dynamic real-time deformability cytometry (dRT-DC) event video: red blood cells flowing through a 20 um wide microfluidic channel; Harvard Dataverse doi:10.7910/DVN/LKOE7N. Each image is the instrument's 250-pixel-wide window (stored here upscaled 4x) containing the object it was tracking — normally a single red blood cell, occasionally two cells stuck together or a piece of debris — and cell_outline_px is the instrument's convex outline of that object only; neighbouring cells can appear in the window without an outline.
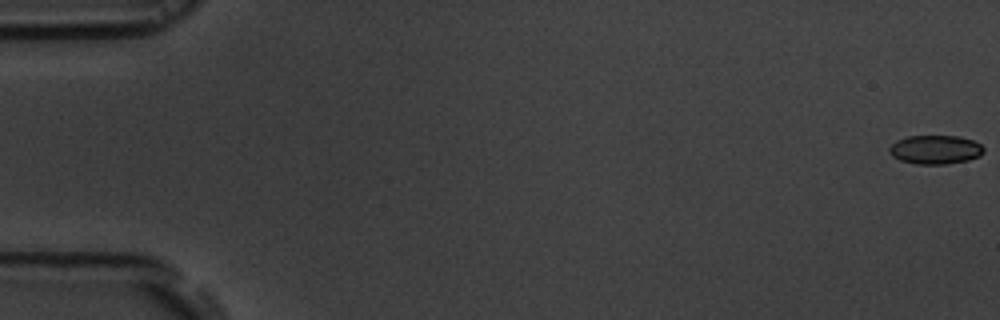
{"species": "common noctule bat (a hibernating species)", "species_latin": "Nyctalus noctula", "temperature_condition": "room temperature", "stored_images_in_passage": 57, "camera_frame_rate_fps": 3000, "um_per_image_px": 0.085, "animal": {"sex": "male", "body_mass_g": 19.5, "forearm_length_mm": 54.6}, "frame": {"image": 1, "passage_image": 1, "time_ms": 0.0, "image_size_px": [1000, 320], "cell_outline_px": [[984, 152], [980, 156], [968, 160], [948, 164], [916, 164], [900, 160], [892, 156], [888, 152], [888, 148], [896, 140], [908, 136], [960, 136], [972, 140], [980, 144], [984, 148]], "centroid_in_image_um": [79.49, 12.72], "position_along_channel_um": 5.5, "area_um2": 16.01}}
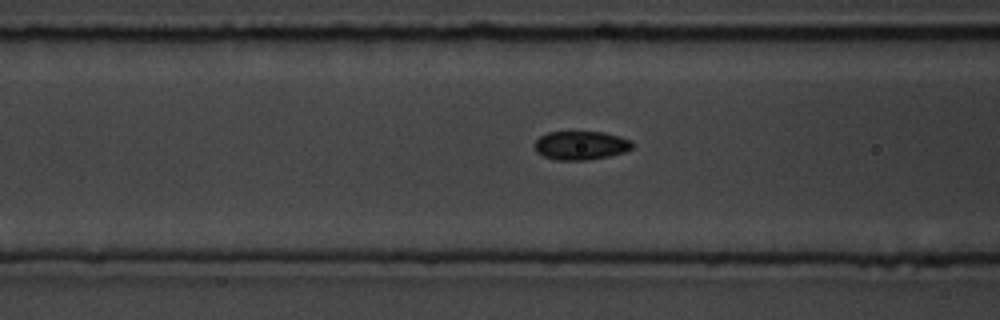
{"frame": {"image": 2, "passage_image": 23, "time_ms": 7.333, "image_size_px": [1000, 320], "cell_outline_px": [[632, 148], [624, 152], [608, 156], [588, 160], [556, 160], [544, 156], [536, 152], [536, 140], [540, 136], [548, 132], [604, 132], [620, 136], [632, 140]], "centroid_in_image_um": [49.39, 12.36], "position_along_channel_um": 117.2, "area_um2": 16.3}}
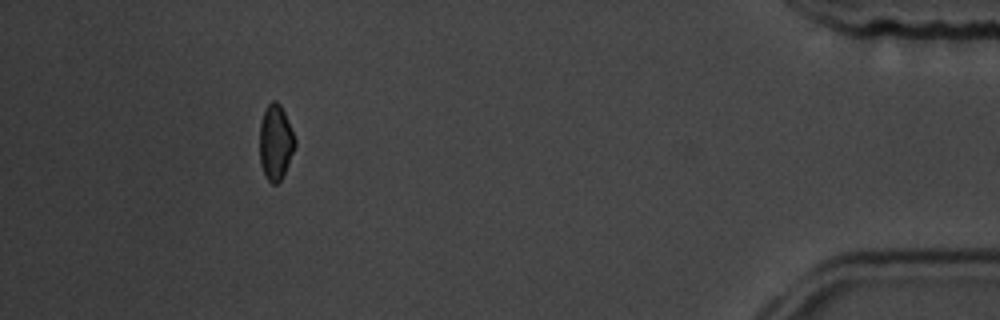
{"frame": {"image": 3, "passage_image": 52, "time_ms": 17.0, "image_size_px": [1000, 320], "cell_outline_px": [[296, 144], [288, 164], [280, 180], [276, 184], [272, 184], [268, 180], [260, 164], [260, 124], [264, 112], [268, 104], [272, 100], [276, 100], [280, 104], [284, 112], [296, 140]], "centroid_in_image_um": [23.42, 12.08], "position_along_channel_um": 411.8, "area_um2": 15.26}, "authors_computed_cell_mechanics": {"area_um2": 16.2418, "velocity_mm_per_s": 3.6737, "shape_relaxation_time_tau1_ms": 2.9884, "shape_relaxation_time_tau2_ms": null, "deformation_change_tau1": 0.0613, "deformation_change_tau2": null}}